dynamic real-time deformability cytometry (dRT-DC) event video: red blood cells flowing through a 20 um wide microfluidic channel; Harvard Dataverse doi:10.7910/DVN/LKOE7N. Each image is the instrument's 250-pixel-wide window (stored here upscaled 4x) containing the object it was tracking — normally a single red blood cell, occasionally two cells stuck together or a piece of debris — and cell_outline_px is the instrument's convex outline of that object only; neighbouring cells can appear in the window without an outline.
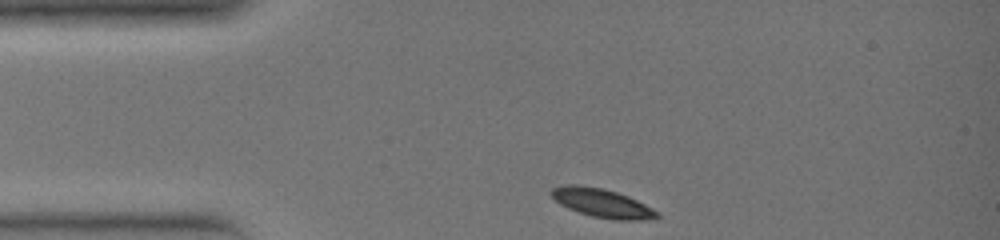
{"species": "common noctule bat (a hibernating species)", "species_latin": "Nyctalus noctula", "temperature_condition": "warm", "stored_images_in_passage": 25, "camera_frame_rate_fps": 3000, "um_per_image_px": 0.085, "animal": {"sex": "female", "body_mass_g": 19.0, "forearm_length_mm": 51.5}, "frame": {"image": 1, "passage_image": 1, "time_ms": 0.0, "image_size_px": [1000, 240], "cell_outline_px": [[660, 216], [656, 220], [612, 220], [592, 216], [568, 208], [560, 204], [548, 192], [552, 188], [564, 184], [576, 184], [600, 188], [616, 192], [628, 196], [660, 212]], "centroid_in_image_um": [51.2, 17.27], "position_along_channel_um": 33.8, "area_um2": 17.8}}
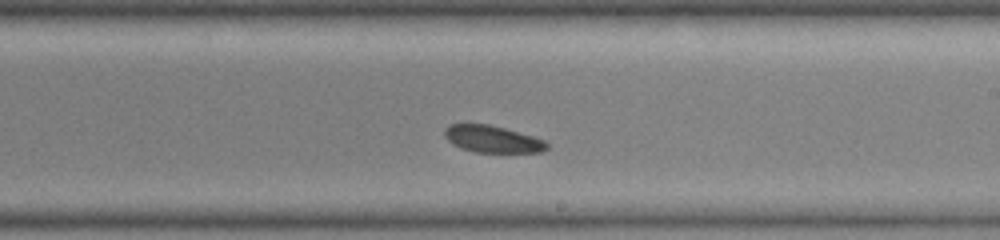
{"frame": {"image": 2, "passage_image": 15, "time_ms": 4.667, "image_size_px": [1000, 240], "cell_outline_px": [[548, 148], [544, 152], [476, 152], [460, 148], [452, 144], [444, 136], [444, 128], [448, 124], [488, 124], [504, 128], [532, 136], [544, 140], [548, 144]], "centroid_in_image_um": [41.83, 11.82], "position_along_channel_um": 247.2, "area_um2": 16.07}}
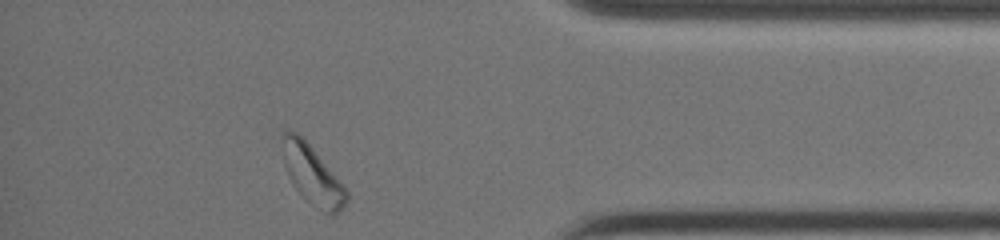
{"frame": {"image": 3, "passage_image": 25, "time_ms": 8.0, "image_size_px": [1000, 240], "cell_outline_px": [[348, 200], [340, 212], [332, 216], [324, 212], [308, 200], [292, 184], [288, 176], [284, 164], [280, 136], [280, 132], [296, 132], [308, 144], [344, 184], [348, 192]], "centroid_in_image_um": [26.55, 14.87], "position_along_channel_um": 408.6, "area_um2": 21.79}}